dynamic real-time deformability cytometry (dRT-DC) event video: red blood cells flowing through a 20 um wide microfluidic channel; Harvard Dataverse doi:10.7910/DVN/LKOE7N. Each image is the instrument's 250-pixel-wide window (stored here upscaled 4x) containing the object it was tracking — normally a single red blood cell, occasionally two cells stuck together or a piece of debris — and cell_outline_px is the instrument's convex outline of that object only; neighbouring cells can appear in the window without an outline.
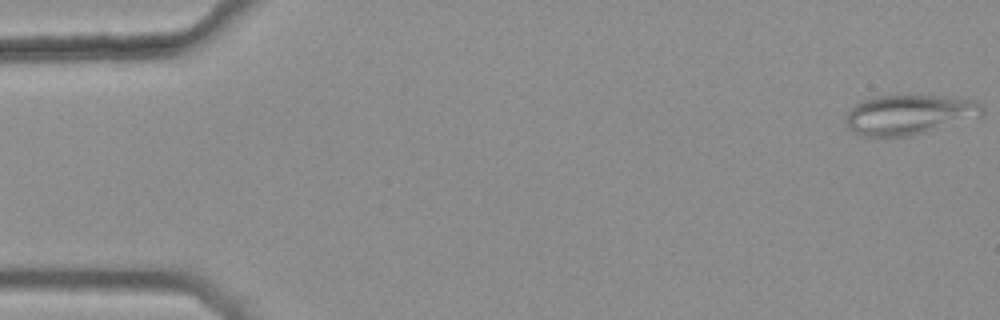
{"species": "common noctule bat (a hibernating species)", "species_latin": "Nyctalus noctula", "temperature_condition": "warm", "stored_images_in_passage": 11, "camera_frame_rate_fps": 3000, "um_per_image_px": 0.085, "animal": {"sex": "female", "body_mass_g": 25.1}, "frame": {"image": 1, "passage_image": 1, "time_ms": 0.0, "image_size_px": [1000, 320], "cell_outline_px": [[984, 112], [912, 136], [864, 136], [848, 128], [844, 124], [844, 116], [856, 104], [864, 100], [876, 96], [944, 96], [976, 100], [984, 108]], "centroid_in_image_um": [77.17, 9.73], "position_along_channel_um": 7.8, "area_um2": 30.81}}